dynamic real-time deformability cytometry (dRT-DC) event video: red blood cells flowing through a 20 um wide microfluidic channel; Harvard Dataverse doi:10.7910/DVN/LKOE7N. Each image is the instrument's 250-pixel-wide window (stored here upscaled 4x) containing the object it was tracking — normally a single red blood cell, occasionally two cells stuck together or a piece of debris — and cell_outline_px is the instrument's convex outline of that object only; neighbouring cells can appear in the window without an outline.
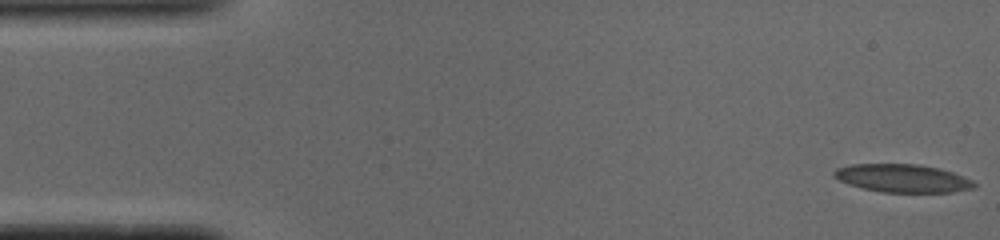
{"species": "common noctule bat (a hibernating species)", "species_latin": "Nyctalus noctula", "temperature_condition": "cold", "stored_images_in_passage": 15, "camera_frame_rate_fps": 3000, "um_per_image_px": 0.085, "animal": {"sex": "male", "body_mass_g": 19.0, "forearm_length_mm": 50.8}, "frame": {"image": 1, "passage_image": 1, "time_ms": 0.0, "image_size_px": [1000, 240], "cell_outline_px": [[976, 188], [952, 192], [884, 192], [864, 188], [848, 184], [840, 180], [832, 172], [836, 168], [852, 164], [916, 164], [940, 168], [952, 172], [972, 180], [976, 184]], "centroid_in_image_um": [76.75, 15.15], "position_along_channel_um": 8.3, "area_um2": 22.77}}
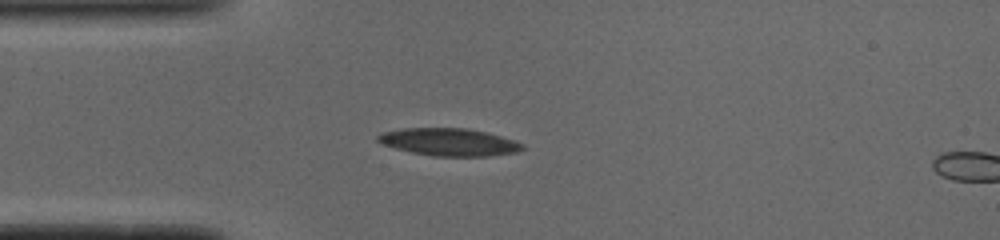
{"frame": {"image": 2, "passage_image": 13, "time_ms": 4.0, "image_size_px": [1000, 240], "cell_outline_px": [[524, 148], [516, 152], [488, 156], [432, 156], [412, 152], [396, 148], [384, 144], [376, 140], [376, 136], [384, 132], [404, 128], [464, 128], [484, 132], [500, 136], [524, 144]], "centroid_in_image_um": [38.16, 12.08], "position_along_channel_um": 46.8, "area_um2": 22.83}}